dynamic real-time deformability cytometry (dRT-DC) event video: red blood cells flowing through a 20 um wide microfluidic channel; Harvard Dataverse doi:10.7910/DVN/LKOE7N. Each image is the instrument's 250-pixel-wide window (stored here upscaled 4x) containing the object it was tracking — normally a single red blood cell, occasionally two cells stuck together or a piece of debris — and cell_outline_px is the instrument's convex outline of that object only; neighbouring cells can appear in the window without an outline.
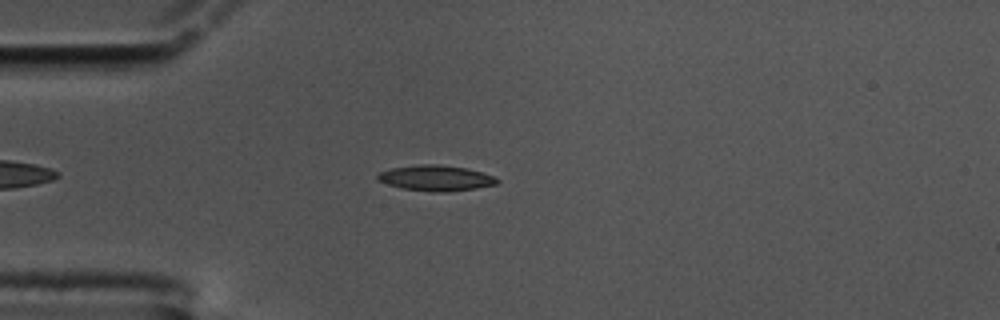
{"species": "common noctule bat (a hibernating species)", "species_latin": "Nyctalus noctula", "temperature_condition": "cold", "stored_images_in_passage": 54, "camera_frame_rate_fps": 3000, "um_per_image_px": 0.085, "animal": {"sex": "male", "body_mass_g": 17.5, "forearm_length_mm": 52.3}, "frame": {"image": 1, "passage_image": 10, "time_ms": 3.0, "image_size_px": [1000, 320], "cell_outline_px": [[500, 180], [496, 184], [476, 188], [444, 192], [432, 192], [404, 188], [388, 184], [376, 180], [376, 176], [380, 172], [392, 168], [416, 164], [436, 164], [464, 168], [480, 172], [492, 176]], "centroid_in_image_um": [37.01, 15.13], "position_along_channel_um": 48.0, "area_um2": 17.57}}
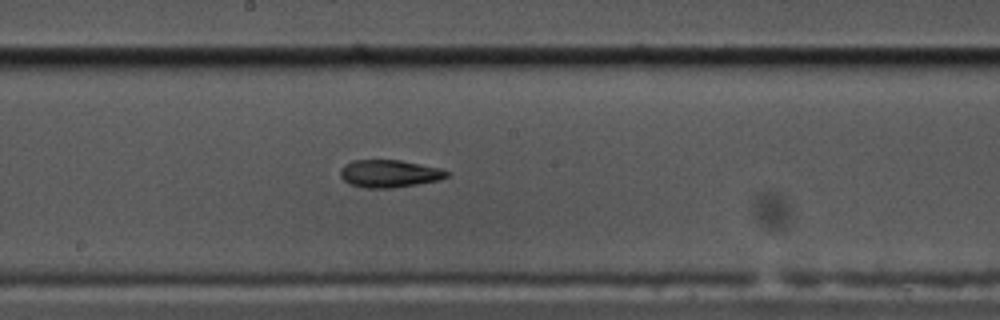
{"frame": {"image": 2, "passage_image": 26, "time_ms": 8.333, "image_size_px": [1000, 320], "cell_outline_px": [[452, 172], [448, 176], [436, 180], [416, 184], [392, 188], [364, 188], [348, 184], [340, 176], [340, 168], [344, 164], [352, 160], [400, 160], [440, 168]], "centroid_in_image_um": [33.05, 14.75], "position_along_channel_um": 215.1, "area_um2": 17.17}}
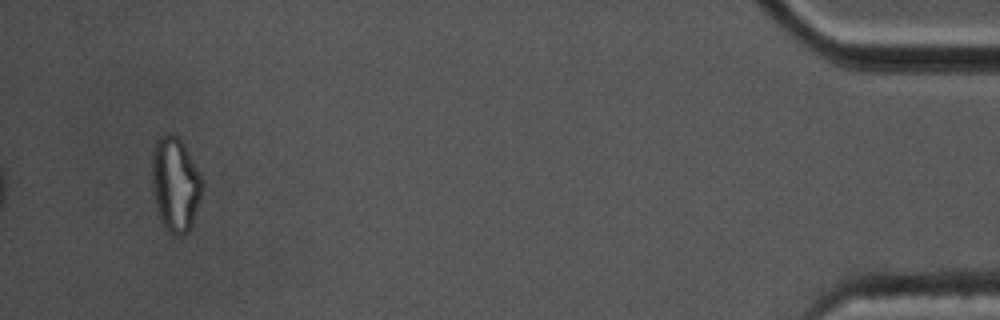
{"frame": {"image": 3, "passage_image": 51, "time_ms": 16.667, "image_size_px": [1000, 320], "cell_outline_px": [[204, 180], [200, 196], [192, 224], [188, 232], [184, 236], [172, 236], [164, 228], [160, 220], [156, 208], [152, 192], [152, 152], [156, 140], [160, 136], [172, 132], [180, 136]], "centroid_in_image_um": [14.89, 15.66], "position_along_channel_um": 420.3, "area_um2": 28.26}, "authors_computed_cell_mechanics": {"area_um2": 17.1088, "velocity_mm_per_s": 3.3842, "shape_relaxation_time_tau1_ms": null, "shape_relaxation_time_tau2_ms": 7.8973, "deformation_change_tau1": null, "deformation_change_tau2": 0.1423}}